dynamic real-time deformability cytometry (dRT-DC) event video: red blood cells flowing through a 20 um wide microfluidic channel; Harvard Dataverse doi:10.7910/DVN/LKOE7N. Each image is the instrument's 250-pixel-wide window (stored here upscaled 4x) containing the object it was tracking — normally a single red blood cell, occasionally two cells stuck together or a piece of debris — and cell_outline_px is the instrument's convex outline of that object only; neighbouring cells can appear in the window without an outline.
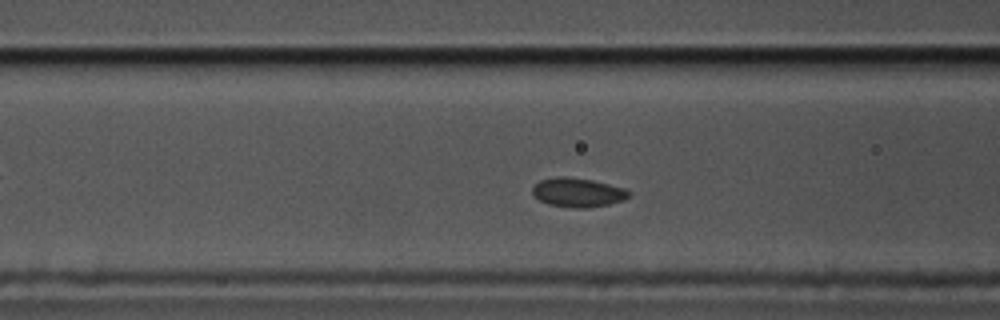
{"species": "common noctule bat (a hibernating species)", "species_latin": "Nyctalus noctula", "temperature_condition": "cold", "stored_images_in_passage": 48, "camera_frame_rate_fps": 3000, "um_per_image_px": 0.085, "animal": {"sex": "male", "body_mass_g": 17.5, "forearm_length_mm": 52.3}, "frame": {"image": 1, "passage_image": 12, "time_ms": 3.667, "image_size_px": [1000, 320], "cell_outline_px": [[632, 192], [624, 200], [608, 204], [588, 208], [576, 208], [548, 204], [532, 196], [532, 184], [540, 180], [556, 176], [564, 176], [592, 180], [624, 188]], "centroid_in_image_um": [49.07, 16.35], "position_along_channel_um": 117.5, "area_um2": 16.47}}
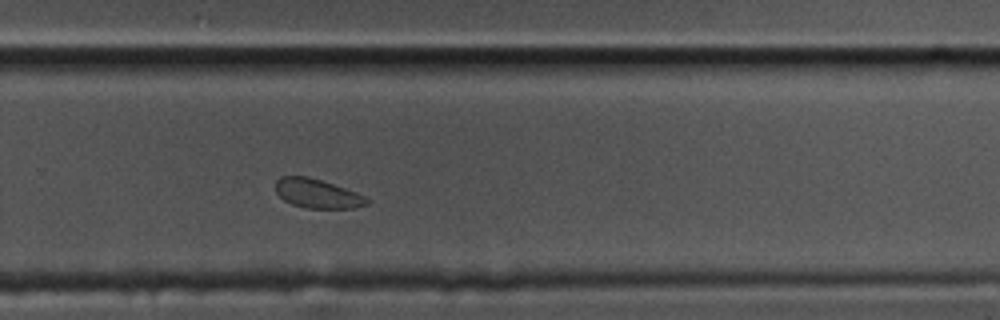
{"frame": {"image": 2, "passage_image": 28, "time_ms": 9.0, "image_size_px": [1000, 320], "cell_outline_px": [[372, 200], [368, 204], [352, 208], [304, 208], [292, 204], [284, 200], [276, 192], [276, 180], [280, 176], [308, 176], [356, 192]], "centroid_in_image_um": [26.97, 16.46], "position_along_channel_um": 302.8, "area_um2": 15.43}}
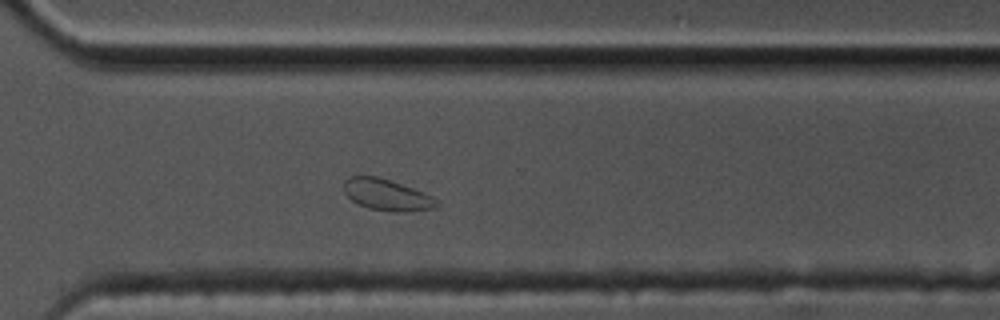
{"frame": {"image": 3, "passage_image": 31, "time_ms": 10.0, "image_size_px": [1000, 320], "cell_outline_px": [[440, 204], [436, 208], [404, 212], [396, 212], [368, 208], [352, 200], [344, 192], [344, 180], [348, 176], [376, 176], [412, 188], [432, 196]], "centroid_in_image_um": [32.87, 16.57], "position_along_channel_um": 337.7, "area_um2": 16.76}}